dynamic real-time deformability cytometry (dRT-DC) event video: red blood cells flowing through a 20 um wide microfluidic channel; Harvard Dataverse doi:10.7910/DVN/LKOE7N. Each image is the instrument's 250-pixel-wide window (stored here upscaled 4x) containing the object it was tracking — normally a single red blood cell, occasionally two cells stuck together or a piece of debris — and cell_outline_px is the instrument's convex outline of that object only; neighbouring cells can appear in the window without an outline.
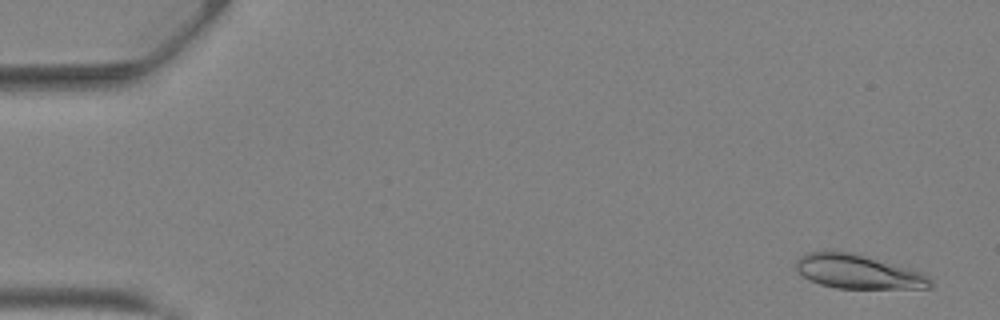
{"species": "Egyptian fruit bat (a non-hibernating species)", "species_latin": "Rousettus aegyptiacus", "temperature_condition": "warm", "stored_images_in_passage": 42, "camera_frame_rate_fps": 3000, "um_per_image_px": 0.085, "animal": {"sex": "female"}, "frame": {"image": 1, "passage_image": 2, "time_ms": 0.333, "image_size_px": [1000, 320], "cell_outline_px": [[932, 288], [836, 288], [820, 284], [808, 280], [796, 268], [796, 260], [804, 252], [852, 252], [916, 272], [924, 276], [932, 284]], "centroid_in_image_um": [72.81, 23.1], "position_along_channel_um": 12.2, "area_um2": 25.66}}
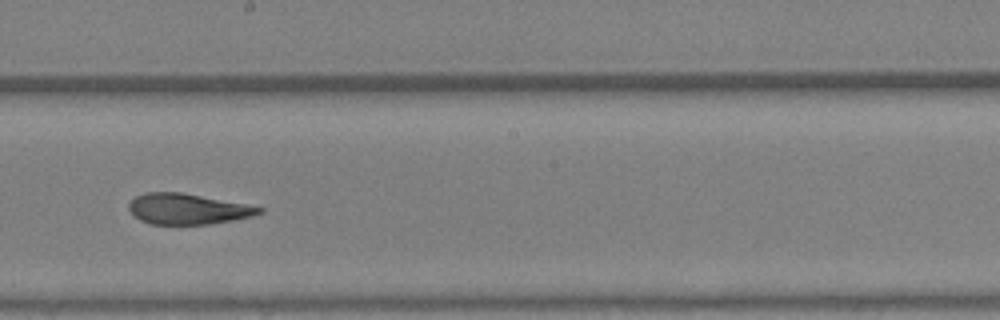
{"frame": {"image": 2, "passage_image": 24, "time_ms": 7.667, "image_size_px": [1000, 320], "cell_outline_px": [[264, 212], [252, 216], [208, 224], [152, 224], [140, 220], [128, 208], [128, 204], [136, 196], [148, 192], [180, 192], [244, 204], [264, 208]], "centroid_in_image_um": [15.93, 17.76], "position_along_channel_um": 232.3, "area_um2": 22.83}}
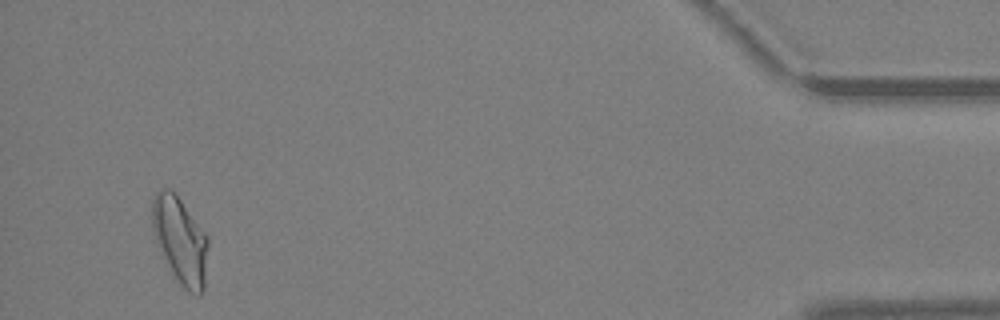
{"frame": {"image": 3, "passage_image": 40, "time_ms": 13.0, "image_size_px": [1000, 320], "cell_outline_px": [[208, 248], [204, 288], [200, 296], [196, 296], [188, 292], [180, 284], [172, 272], [152, 232], [152, 200], [156, 192], [160, 188], [172, 188], [208, 236]], "centroid_in_image_um": [15.33, 20.41], "position_along_channel_um": 419.9, "area_um2": 28.26}, "authors_computed_cell_mechanics": {"area_um2": 25.2297, "velocity_mm_per_s": 4.9082, "shape_relaxation_time_tau1_ms": 8.8303, "shape_relaxation_time_tau2_ms": 1.9945, "deformation_change_tau1": 0.2814, "deformation_change_tau2": 0.0868}}